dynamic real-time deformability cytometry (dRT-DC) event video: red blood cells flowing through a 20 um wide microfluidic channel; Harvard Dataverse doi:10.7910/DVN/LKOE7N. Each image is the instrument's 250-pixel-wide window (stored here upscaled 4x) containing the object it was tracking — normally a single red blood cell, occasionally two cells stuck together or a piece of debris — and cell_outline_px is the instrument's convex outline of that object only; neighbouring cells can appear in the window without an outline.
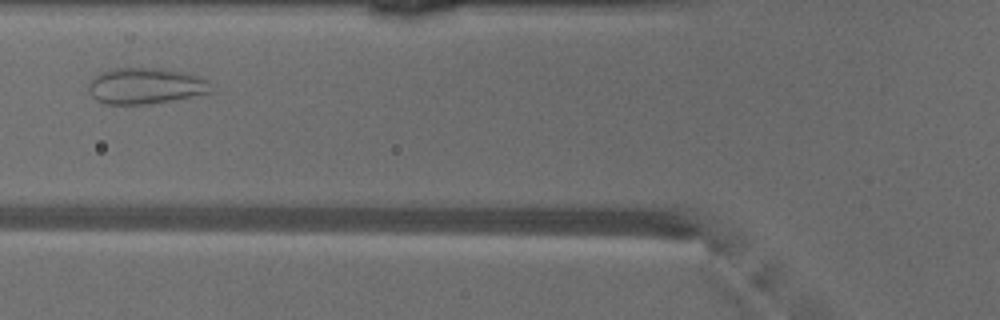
{"species": "common noctule bat (a hibernating species)", "species_latin": "Nyctalus noctula", "temperature_condition": "warm", "stored_images_in_passage": 31, "camera_frame_rate_fps": 3000, "um_per_image_px": 0.085, "animal": {"sex": "male", "body_mass_g": 18.8}, "frame": {"image": 1, "passage_image": 11, "time_ms": 3.333, "image_size_px": [1000, 320], "cell_outline_px": [[212, 92], [172, 100], [144, 104], [104, 104], [96, 100], [88, 92], [88, 80], [100, 72], [116, 68], [164, 68], [200, 76], [208, 80]], "centroid_in_image_um": [12.33, 7.29], "position_along_channel_um": 113.5, "area_um2": 25.89}}
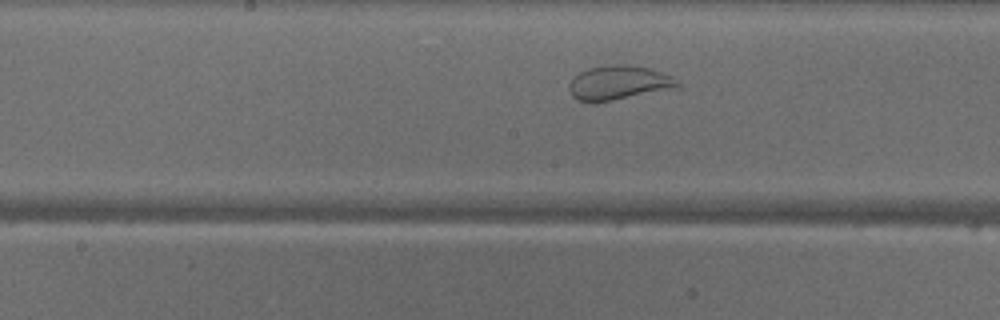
{"frame": {"image": 2, "passage_image": 17, "time_ms": 5.333, "image_size_px": [1000, 320], "cell_outline_px": [[680, 84], [612, 100], [592, 104], [576, 100], [572, 96], [568, 88], [568, 84], [572, 76], [588, 68], [616, 64], [624, 64], [648, 68], [672, 76]], "centroid_in_image_um": [52.39, 7.03], "position_along_channel_um": 195.8, "area_um2": 20.98}}
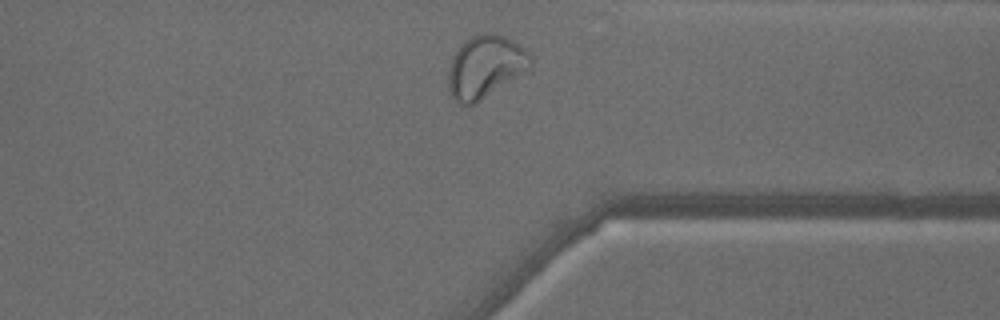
{"frame": {"image": 3, "passage_image": 30, "time_ms": 9.667, "image_size_px": [1000, 320], "cell_outline_px": [[532, 68], [476, 104], [464, 108], [452, 100], [448, 88], [448, 72], [452, 56], [460, 44], [464, 40], [480, 32], [492, 32], [504, 36], [512, 40], [524, 48], [532, 56]], "centroid_in_image_um": [41.23, 5.7], "position_along_channel_um": 370.2, "area_um2": 30.87}}